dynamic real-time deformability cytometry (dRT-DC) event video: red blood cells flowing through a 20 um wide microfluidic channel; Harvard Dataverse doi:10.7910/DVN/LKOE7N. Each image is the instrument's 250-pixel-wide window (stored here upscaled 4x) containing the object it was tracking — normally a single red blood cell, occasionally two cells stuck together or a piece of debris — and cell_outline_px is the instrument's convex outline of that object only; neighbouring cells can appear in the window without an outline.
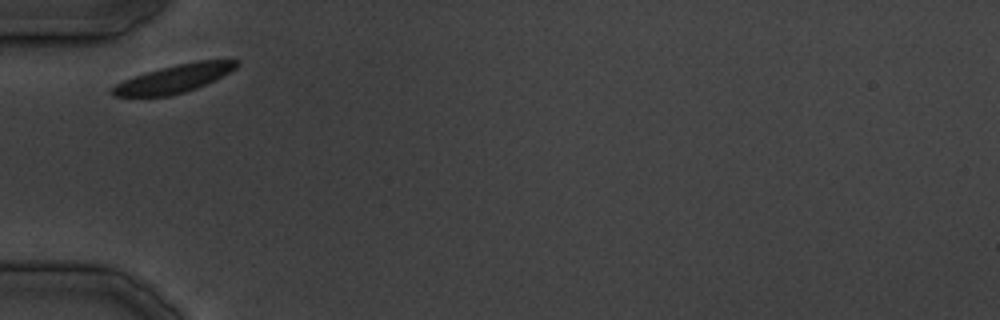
{"species": "common noctule bat (a hibernating species)", "species_latin": "Nyctalus noctula", "temperature_condition": "cold", "stored_images_in_passage": 18, "camera_frame_rate_fps": 3000, "um_per_image_px": 0.085, "animal": {"sex": "male", "body_mass_g": 19.5, "forearm_length_mm": 54.6}, "frame": {"image": 1, "passage_image": 1, "time_ms": 0.0, "image_size_px": [1000, 320], "cell_outline_px": [[240, 64], [236, 68], [196, 88], [184, 92], [168, 96], [112, 96], [108, 92], [116, 84], [124, 80], [160, 68], [176, 64], [200, 60], [240, 60]], "centroid_in_image_um": [14.78, 6.68], "position_along_channel_um": 70.2, "area_um2": 19.88}}